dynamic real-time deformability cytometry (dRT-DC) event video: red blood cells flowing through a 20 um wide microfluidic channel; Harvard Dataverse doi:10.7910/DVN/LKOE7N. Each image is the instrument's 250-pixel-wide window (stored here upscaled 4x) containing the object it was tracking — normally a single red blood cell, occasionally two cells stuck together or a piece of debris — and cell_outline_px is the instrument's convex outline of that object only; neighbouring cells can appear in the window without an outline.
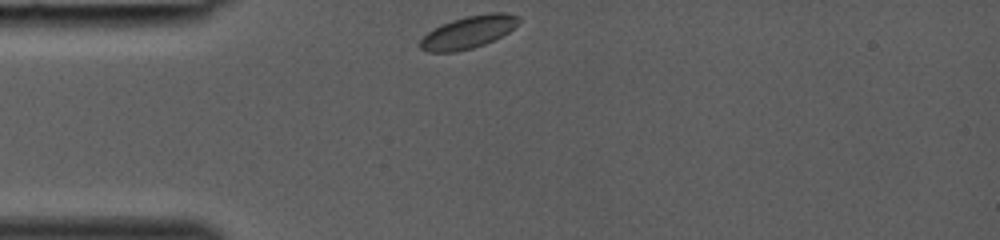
{"species": "common noctule bat (a hibernating species)", "species_latin": "Nyctalus noctula", "temperature_condition": "room temperature", "stored_images_in_passage": 26, "camera_frame_rate_fps": 3000, "um_per_image_px": 0.085, "animal": {"sex": "female", "body_mass_g": 19.0, "forearm_length_mm": 53.3}, "frame": {"image": 1, "passage_image": 1, "time_ms": 0.0, "image_size_px": [1000, 240], "cell_outline_px": [[520, 20], [508, 32], [484, 44], [472, 48], [456, 52], [428, 52], [420, 48], [420, 40], [428, 32], [440, 24], [464, 16], [492, 12], [508, 12], [520, 16]], "centroid_in_image_um": [39.8, 2.71], "position_along_channel_um": 45.2, "area_um2": 18.61}}
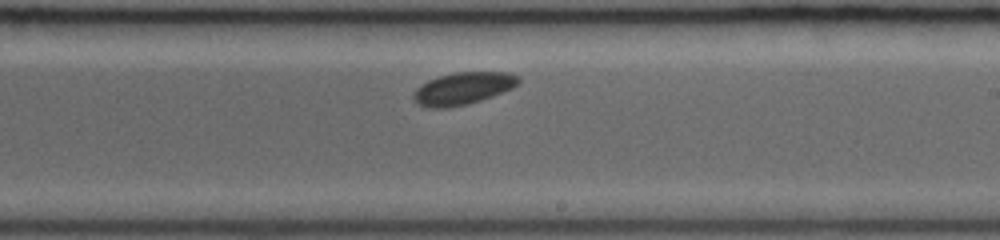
{"frame": {"image": 2, "passage_image": 15, "time_ms": 4.667, "image_size_px": [1000, 240], "cell_outline_px": [[520, 84], [512, 88], [492, 96], [468, 104], [448, 108], [428, 108], [412, 100], [412, 92], [420, 84], [428, 80], [452, 72], [508, 72], [520, 76]], "centroid_in_image_um": [39.34, 7.51], "position_along_channel_um": 249.7, "area_um2": 20.0}}
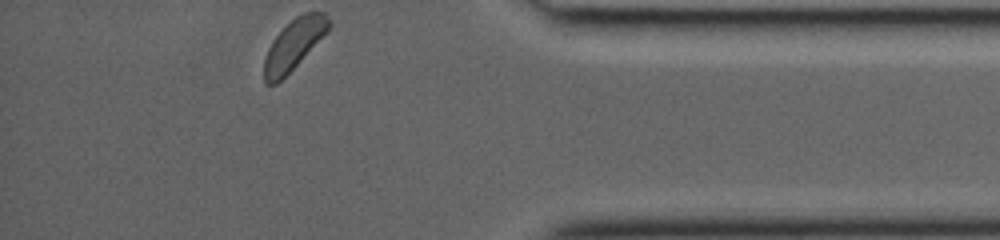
{"frame": {"image": 3, "passage_image": 26, "time_ms": 8.333, "image_size_px": [1000, 240], "cell_outline_px": [[332, 24], [328, 32], [276, 84], [268, 84], [264, 80], [264, 56], [272, 40], [296, 16], [304, 12], [324, 12], [332, 20]], "centroid_in_image_um": [25.01, 3.74], "position_along_channel_um": 410.2, "area_um2": 18.73}}